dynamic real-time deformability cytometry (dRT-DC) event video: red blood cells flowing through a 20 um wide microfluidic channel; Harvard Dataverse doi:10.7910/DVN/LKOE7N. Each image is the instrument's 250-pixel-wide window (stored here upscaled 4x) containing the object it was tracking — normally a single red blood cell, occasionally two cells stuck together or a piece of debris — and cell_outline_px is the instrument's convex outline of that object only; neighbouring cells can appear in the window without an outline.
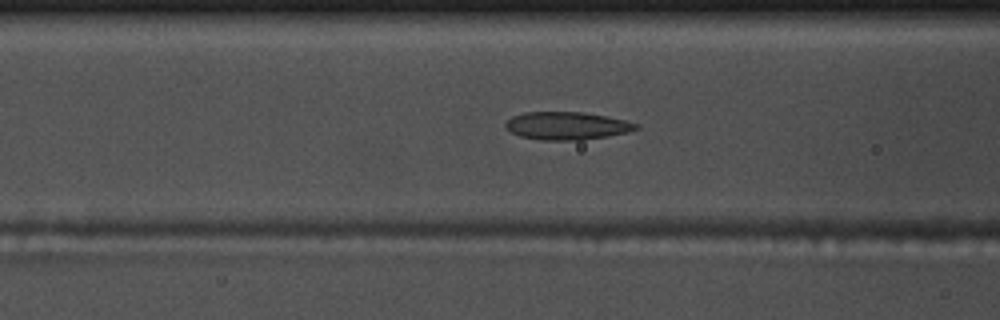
{"species": "common noctule bat (a hibernating species)", "species_latin": "Nyctalus noctula", "temperature_condition": "warm", "stored_images_in_passage": 54, "camera_frame_rate_fps": 3000, "um_per_image_px": 0.085, "animal": {"sex": "male", "body_mass_g": 17.5, "forearm_length_mm": 52.3}, "frame": {"image": 1, "passage_image": 21, "time_ms": 6.667, "image_size_px": [1000, 320], "cell_outline_px": [[640, 128], [628, 132], [608, 136], [584, 140], [540, 140], [520, 136], [512, 132], [504, 124], [512, 116], [524, 112], [584, 112], [624, 120], [640, 124]], "centroid_in_image_um": [48.21, 10.69], "position_along_channel_um": 118.4, "area_um2": 21.15}}
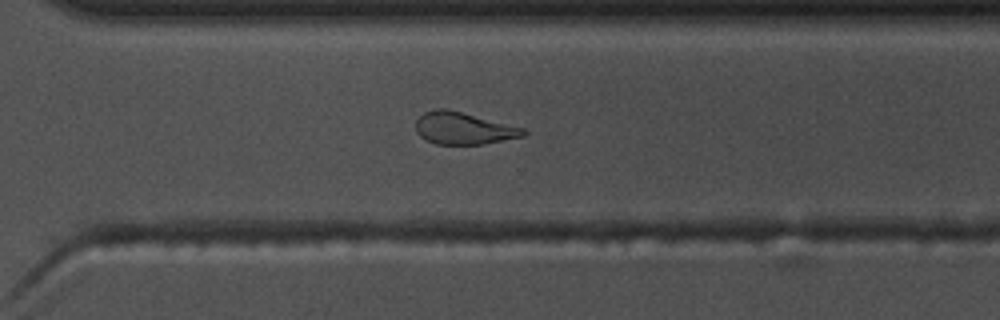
{"frame": {"image": 2, "passage_image": 38, "time_ms": 12.333, "image_size_px": [1000, 320], "cell_outline_px": [[528, 132], [524, 136], [484, 144], [436, 144], [424, 140], [416, 132], [416, 120], [424, 112], [436, 108], [444, 108], [524, 128]], "centroid_in_image_um": [39.37, 10.92], "position_along_channel_um": 331.2, "area_um2": 20.0}}
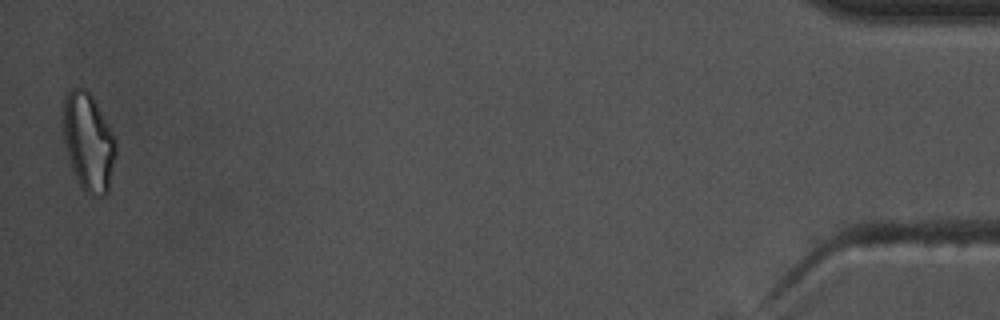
{"frame": {"image": 3, "passage_image": 53, "time_ms": 17.333, "image_size_px": [1000, 320], "cell_outline_px": [[116, 152], [108, 192], [104, 196], [88, 196], [80, 188], [76, 180], [68, 156], [64, 140], [64, 96], [72, 88], [84, 88], [92, 96], [108, 124], [116, 140]], "centroid_in_image_um": [7.52, 12.13], "position_along_channel_um": 427.7, "area_um2": 30.0}, "authors_computed_cell_mechanics": {"area_um2": 21.675, "velocity_mm_per_s": 3.7629, "shape_relaxation_time_tau1_ms": null, "shape_relaxation_time_tau2_ms": 2.7796, "deformation_change_tau1": null, "deformation_change_tau2": 0.1047}}